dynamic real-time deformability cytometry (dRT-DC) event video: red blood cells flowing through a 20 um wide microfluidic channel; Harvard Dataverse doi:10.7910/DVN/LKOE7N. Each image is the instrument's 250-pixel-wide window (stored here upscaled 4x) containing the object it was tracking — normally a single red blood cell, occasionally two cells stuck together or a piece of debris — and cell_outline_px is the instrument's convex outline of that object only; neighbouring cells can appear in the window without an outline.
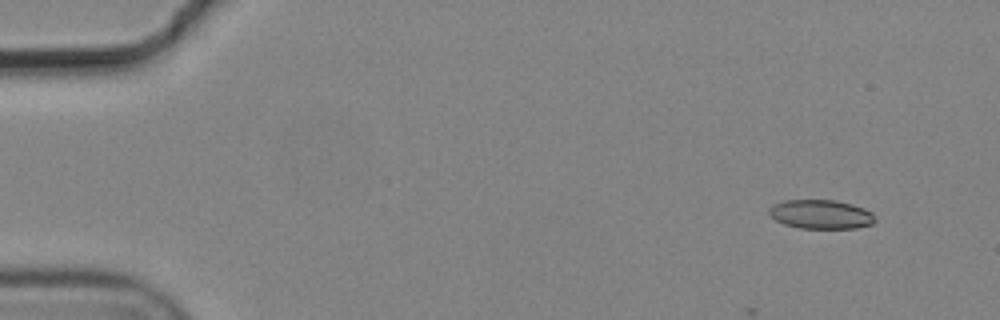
{"species": "common noctule bat (a hibernating species)", "species_latin": "Nyctalus noctula", "temperature_condition": "cold", "stored_images_in_passage": 7, "camera_frame_rate_fps": 3000, "um_per_image_px": 0.085, "animal": {"sex": "male", "body_mass_g": 19.2, "forearm_length_mm": 51.8}, "frame": {"image": 1, "passage_image": 1, "time_ms": 0.0, "image_size_px": [1000, 320], "cell_outline_px": [[876, 220], [872, 224], [856, 228], [800, 228], [784, 224], [776, 220], [768, 212], [768, 208], [772, 204], [784, 200], [836, 200], [852, 204], [864, 208], [872, 212], [876, 216]], "centroid_in_image_um": [69.79, 18.21], "position_along_channel_um": 15.2, "area_um2": 18.09}}
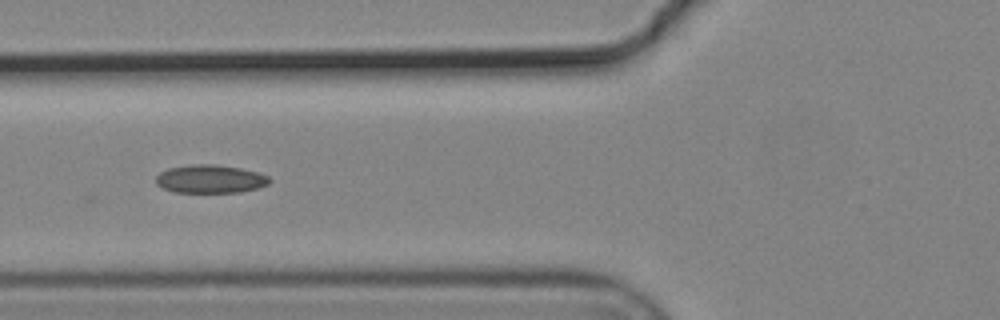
{"frame": {"image": 2, "passage_image": 6, "time_ms": 1.667, "image_size_px": [1000, 320], "cell_outline_px": [[272, 180], [268, 184], [256, 188], [240, 192], [172, 192], [156, 184], [156, 176], [160, 172], [168, 168], [192, 164], [212, 164], [240, 168], [260, 172], [268, 176]], "centroid_in_image_um": [17.87, 15.21], "position_along_channel_um": 107.9, "area_um2": 18.73}}
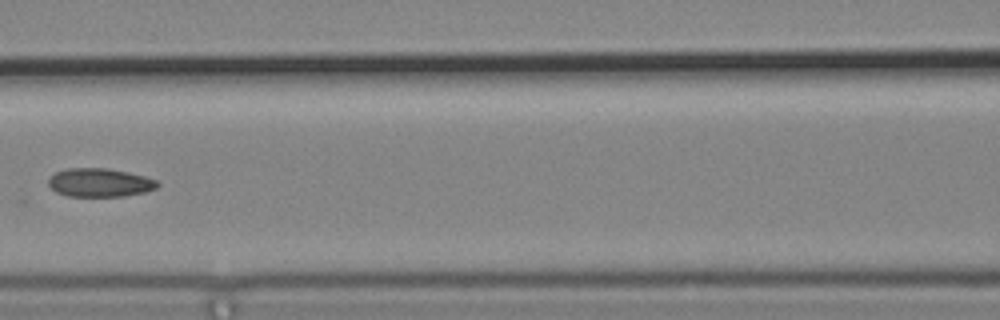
{"frame": {"image": 3, "passage_image": 7, "time_ms": 2.0, "image_size_px": [1000, 320], "cell_outline_px": [[160, 184], [156, 188], [144, 192], [124, 196], [68, 196], [56, 192], [48, 184], [48, 176], [56, 172], [68, 168], [108, 168], [128, 172], [144, 176], [156, 180]], "centroid_in_image_um": [8.46, 15.51], "position_along_channel_um": 158.1, "area_um2": 18.15}}